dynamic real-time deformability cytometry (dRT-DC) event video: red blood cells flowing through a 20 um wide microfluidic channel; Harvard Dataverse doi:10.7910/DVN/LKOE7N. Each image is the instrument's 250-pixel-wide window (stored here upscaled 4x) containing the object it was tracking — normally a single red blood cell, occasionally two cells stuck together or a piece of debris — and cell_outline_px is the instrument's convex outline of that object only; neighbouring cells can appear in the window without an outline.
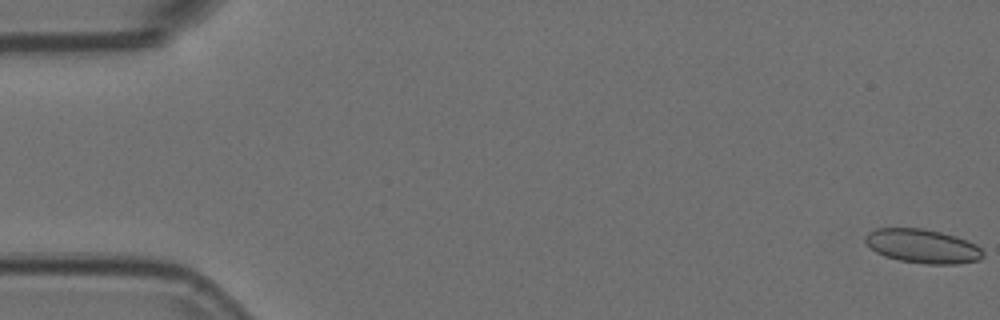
{"species": "Egyptian fruit bat (a non-hibernating species)", "species_latin": "Rousettus aegyptiacus", "temperature_condition": "room temperature", "stored_images_in_passage": 55, "camera_frame_rate_fps": 3000, "um_per_image_px": 0.085, "animal": {"sex": "female"}, "frame": {"image": 1, "passage_image": 1, "time_ms": 0.0, "image_size_px": [1000, 320], "cell_outline_px": [[984, 256], [980, 260], [956, 264], [924, 264], [900, 260], [884, 256], [876, 252], [864, 240], [864, 236], [868, 232], [876, 228], [920, 228], [940, 232], [956, 236], [968, 240], [976, 244], [984, 252]], "centroid_in_image_um": [78.44, 20.92], "position_along_channel_um": 6.6, "area_um2": 23.41}}
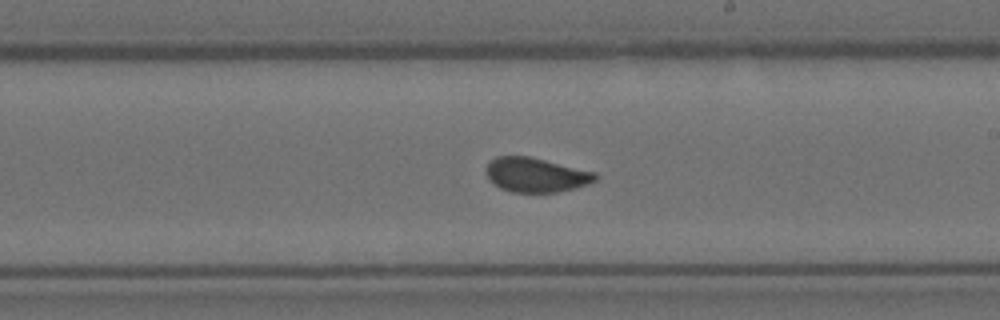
{"frame": {"image": 2, "passage_image": 32, "time_ms": 10.333, "image_size_px": [1000, 320], "cell_outline_px": [[596, 180], [588, 184], [576, 188], [556, 192], [512, 192], [500, 188], [488, 180], [484, 172], [484, 168], [496, 156], [528, 156], [596, 172]], "centroid_in_image_um": [45.51, 14.87], "position_along_channel_um": 243.5, "area_um2": 21.96}}
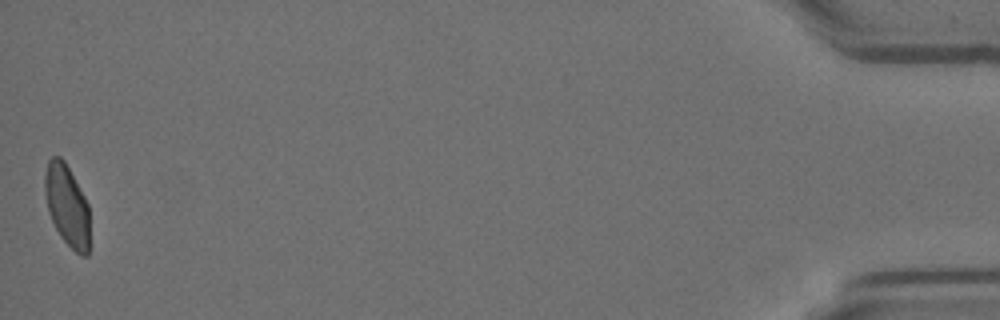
{"frame": {"image": 3, "passage_image": 55, "time_ms": 18.0, "image_size_px": [1000, 320], "cell_outline_px": [[88, 256], [80, 256], [60, 236], [48, 212], [44, 192], [44, 176], [48, 160], [52, 156], [60, 156], [64, 160], [84, 196], [88, 204]], "centroid_in_image_um": [5.67, 17.44], "position_along_channel_um": 429.5, "area_um2": 21.1}, "authors_computed_cell_mechanics": {"area_um2": 22.3108, "velocity_mm_per_s": 3.7005, "shape_relaxation_time_tau1_ms": 5.9905, "shape_relaxation_time_tau2_ms": 0.5308, "deformation_change_tau1": 0.1464, "deformation_change_tau2": 0.0493}}